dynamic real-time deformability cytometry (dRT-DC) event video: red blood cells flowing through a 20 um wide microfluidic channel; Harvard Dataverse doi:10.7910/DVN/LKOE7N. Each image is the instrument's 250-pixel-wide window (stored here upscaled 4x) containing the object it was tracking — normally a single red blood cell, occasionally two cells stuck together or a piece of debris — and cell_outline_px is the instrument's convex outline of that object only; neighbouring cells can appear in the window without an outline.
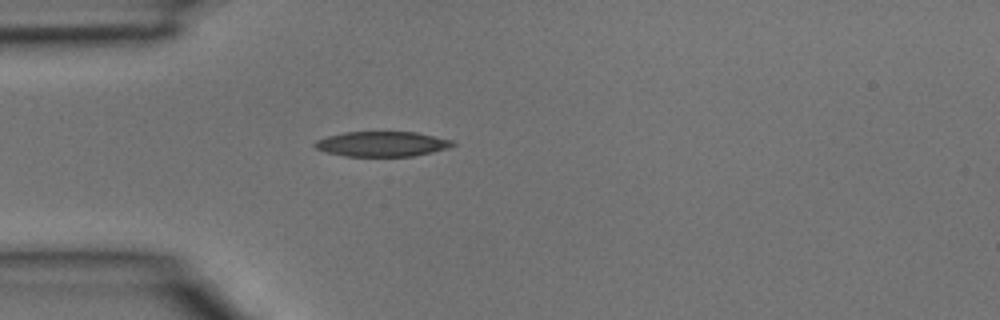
{"species": "common noctule bat (a hibernating species)", "species_latin": "Nyctalus noctula", "temperature_condition": "room temperature", "stored_images_in_passage": 1, "camera_frame_rate_fps": 3000, "um_per_image_px": 0.085, "animal": {"sex": "male", "body_mass_g": 15.6}, "frame": {"image": 1, "passage_image": 1, "time_ms": 0.0, "image_size_px": [1000, 320], "cell_outline_px": [[456, 144], [448, 148], [432, 152], [412, 156], [344, 156], [324, 152], [316, 148], [312, 144], [316, 140], [328, 136], [344, 132], [416, 132], [452, 140]], "centroid_in_image_um": [32.44, 12.24], "position_along_channel_um": 52.6, "area_um2": 20.11}}